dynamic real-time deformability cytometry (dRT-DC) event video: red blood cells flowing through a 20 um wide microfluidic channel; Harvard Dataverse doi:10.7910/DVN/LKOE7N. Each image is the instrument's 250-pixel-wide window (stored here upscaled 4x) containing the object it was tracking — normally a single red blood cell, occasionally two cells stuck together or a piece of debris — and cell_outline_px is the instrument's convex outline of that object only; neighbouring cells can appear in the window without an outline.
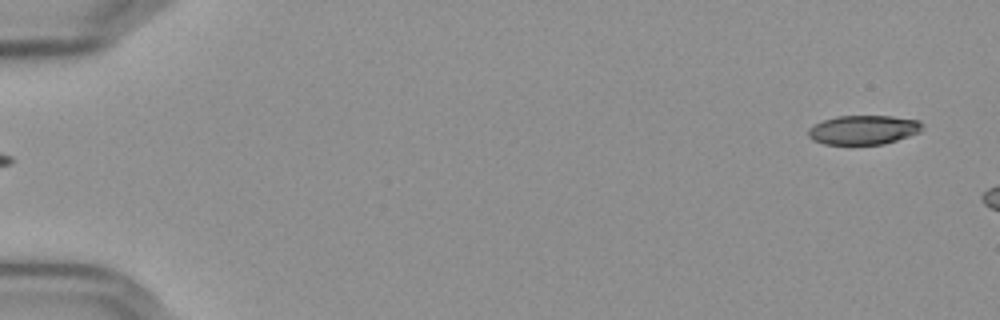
{"species": "Egyptian fruit bat (a non-hibernating species)", "species_latin": "Rousettus aegyptiacus", "temperature_condition": "cold", "stored_images_in_passage": 8, "camera_frame_rate_fps": 3000, "um_per_image_px": 0.085, "frame": {"image": 1, "passage_image": 1, "time_ms": 0.0, "image_size_px": [1000, 320], "cell_outline_px": [[924, 128], [920, 132], [884, 144], [824, 144], [812, 140], [808, 136], [808, 128], [824, 120], [836, 116], [892, 116], [920, 120], [924, 124]], "centroid_in_image_um": [73.42, 11.03], "position_along_channel_um": 11.6, "area_um2": 19.48}}